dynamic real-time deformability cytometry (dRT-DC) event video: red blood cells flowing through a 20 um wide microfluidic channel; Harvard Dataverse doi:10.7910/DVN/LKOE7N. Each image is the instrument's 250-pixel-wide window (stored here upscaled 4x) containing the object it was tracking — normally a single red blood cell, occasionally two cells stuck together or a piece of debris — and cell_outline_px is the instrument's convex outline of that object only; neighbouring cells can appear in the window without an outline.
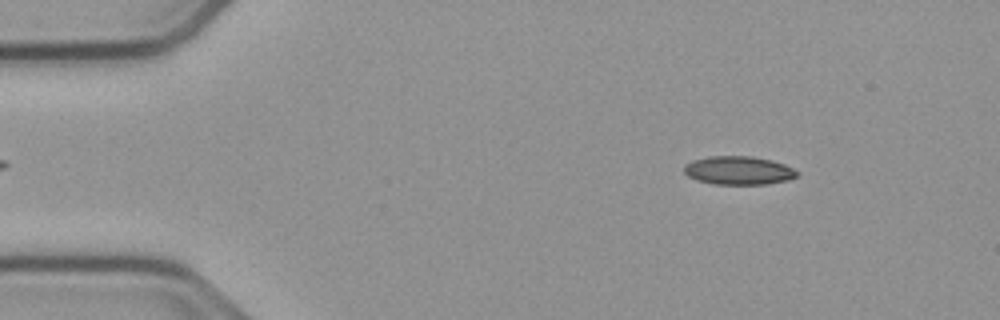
{"species": "common noctule bat (a hibernating species)", "species_latin": "Nyctalus noctula", "temperature_condition": "cold", "stored_images_in_passage": 53, "camera_frame_rate_fps": 3000, "um_per_image_px": 0.085, "animal": {"sex": "male", "body_mass_g": 23.1, "forearm_length_mm": 52.7}, "frame": {"image": 1, "passage_image": 6, "time_ms": 1.667, "image_size_px": [1000, 320], "cell_outline_px": [[800, 172], [796, 176], [788, 180], [768, 184], [712, 184], [696, 180], [688, 176], [684, 172], [684, 164], [692, 160], [708, 156], [752, 156], [772, 160], [784, 164]], "centroid_in_image_um": [62.76, 14.48], "position_along_channel_um": 22.2, "area_um2": 18.9}}
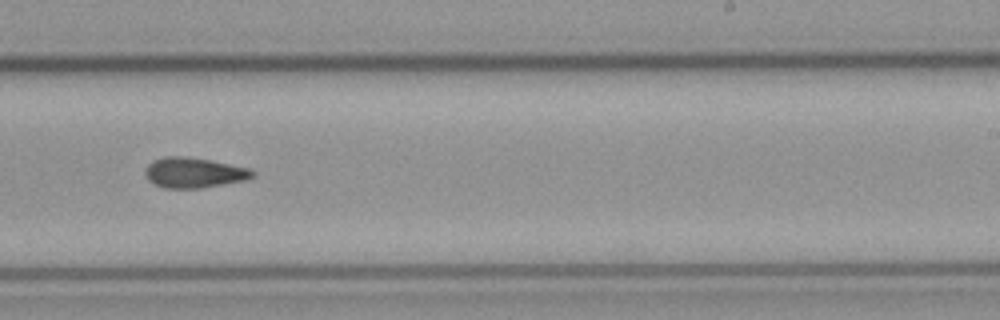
{"frame": {"image": 2, "passage_image": 32, "time_ms": 10.333, "image_size_px": [1000, 320], "cell_outline_px": [[256, 176], [244, 180], [224, 184], [200, 188], [164, 188], [148, 180], [144, 176], [144, 168], [152, 160], [164, 156], [184, 156], [212, 160], [248, 168], [256, 172]], "centroid_in_image_um": [16.46, 14.67], "position_along_channel_um": 272.5, "area_um2": 19.13}}
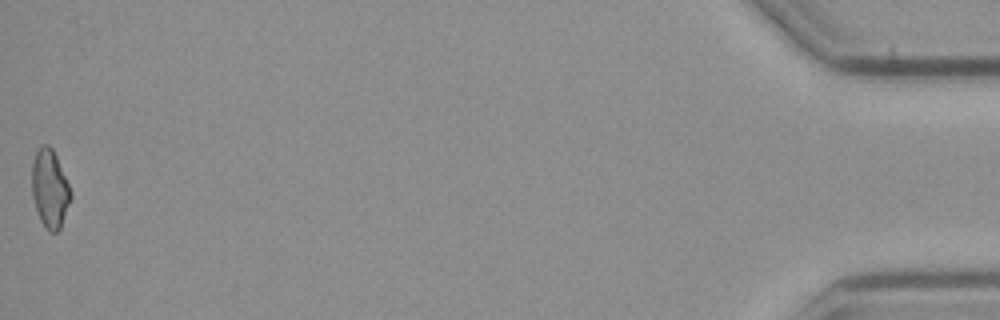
{"frame": {"image": 3, "passage_image": 53, "time_ms": 17.333, "image_size_px": [1000, 320], "cell_outline_px": [[72, 196], [60, 228], [56, 232], [48, 232], [40, 220], [32, 196], [32, 164], [36, 152], [40, 144], [48, 144], [52, 148], [56, 156], [72, 192]], "centroid_in_image_um": [4.23, 16.03], "position_along_channel_um": 431.0, "area_um2": 17.63}, "authors_computed_cell_mechanics": {"area_um2": 18.496, "velocity_mm_per_s": 3.7697, "shape_relaxation_time_tau1_ms": null, "shape_relaxation_time_tau2_ms": 3.4896, "deformation_change_tau1": null, "deformation_change_tau2": 0.1002}}